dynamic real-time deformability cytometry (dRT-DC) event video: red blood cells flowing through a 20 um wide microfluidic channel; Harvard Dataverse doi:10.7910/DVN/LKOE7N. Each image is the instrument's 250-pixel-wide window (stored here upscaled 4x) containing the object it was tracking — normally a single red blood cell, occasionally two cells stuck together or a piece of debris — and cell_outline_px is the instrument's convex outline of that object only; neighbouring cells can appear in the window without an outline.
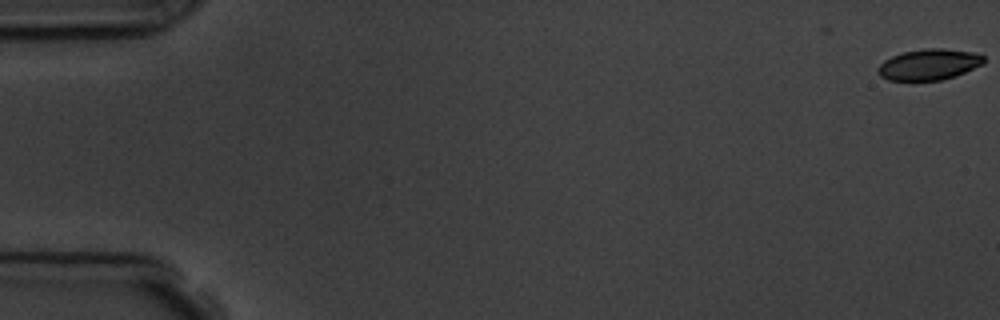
{"species": "common noctule bat (a hibernating species)", "species_latin": "Nyctalus noctula", "temperature_condition": "room temperature", "stored_images_in_passage": 2, "camera_frame_rate_fps": 3000, "um_per_image_px": 0.085, "animal": {"sex": "male", "body_mass_g": 19.5, "forearm_length_mm": 54.6}, "frame": {"image": 1, "passage_image": 2, "time_ms": 1.0, "image_size_px": [1000, 320], "cell_outline_px": [[984, 64], [956, 76], [940, 80], [888, 80], [880, 76], [876, 68], [884, 60], [892, 56], [904, 52], [924, 48], [940, 48], [972, 52], [984, 56]], "centroid_in_image_um": [78.96, 5.48], "position_along_channel_um": 6.0, "area_um2": 19.07}}